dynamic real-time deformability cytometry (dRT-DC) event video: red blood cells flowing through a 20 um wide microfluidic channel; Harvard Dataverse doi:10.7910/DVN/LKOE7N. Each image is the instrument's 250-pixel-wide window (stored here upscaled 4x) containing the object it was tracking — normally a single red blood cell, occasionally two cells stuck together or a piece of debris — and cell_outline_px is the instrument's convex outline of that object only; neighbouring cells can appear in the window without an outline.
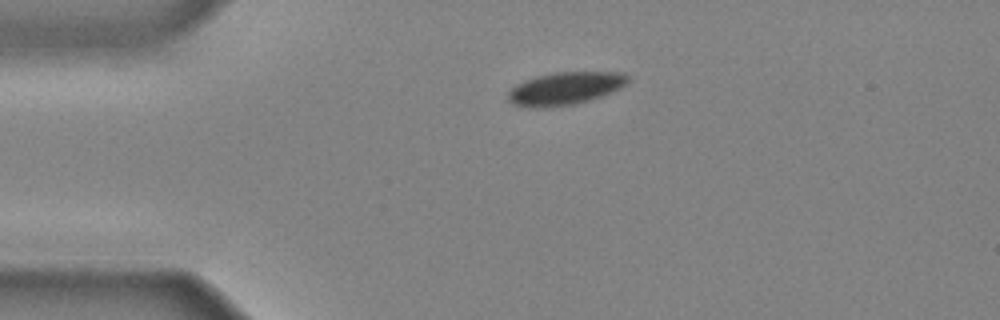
{"species": "common noctule bat (a hibernating species)", "species_latin": "Nyctalus noctula", "temperature_condition": "cold", "stored_images_in_passage": 30, "camera_frame_rate_fps": 3000, "um_per_image_px": 0.085, "animal": {"sex": "male", "body_mass_g": 20.4}, "frame": {"image": 1, "passage_image": 1, "time_ms": 0.0, "image_size_px": [1000, 320], "cell_outline_px": [[628, 84], [612, 92], [576, 104], [544, 108], [532, 108], [512, 104], [508, 100], [508, 92], [516, 84], [524, 80], [536, 76], [552, 72], [624, 72], [628, 76]], "centroid_in_image_um": [48.02, 7.52], "position_along_channel_um": 37.0, "area_um2": 23.06}}
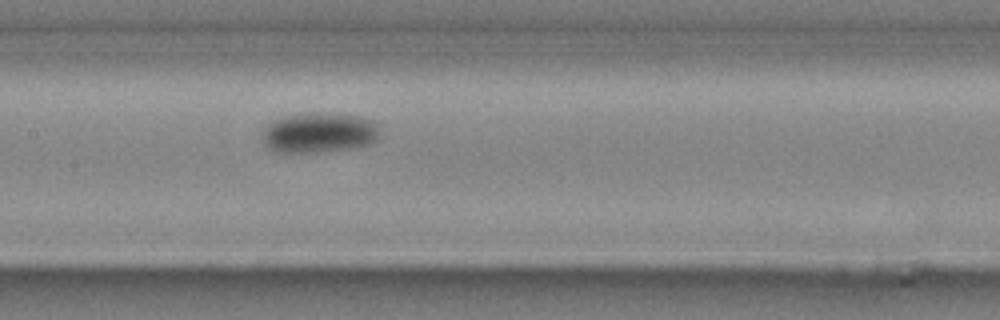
{"frame": {"image": 2, "passage_image": 13, "time_ms": 4.0, "image_size_px": [1000, 320], "cell_outline_px": [[380, 136], [376, 140], [368, 144], [356, 148], [316, 152], [276, 152], [268, 148], [264, 140], [264, 128], [272, 120], [284, 116], [304, 112], [324, 112], [360, 116], [372, 120], [376, 124]], "centroid_in_image_um": [27.13, 11.26], "position_along_channel_um": 180.3, "area_um2": 27.74}}
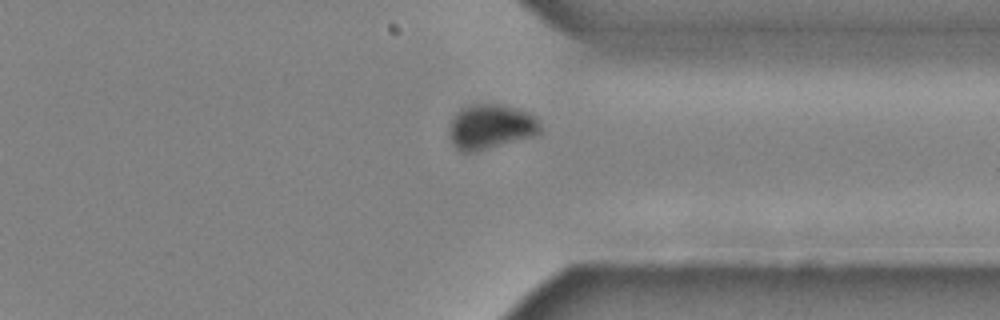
{"frame": {"image": 3, "passage_image": 26, "time_ms": 8.333, "image_size_px": [1000, 320], "cell_outline_px": [[540, 132], [536, 136], [476, 152], [460, 152], [452, 144], [448, 136], [448, 128], [456, 112], [460, 108], [468, 104], [500, 104], [516, 108], [528, 112], [536, 116], [540, 124]], "centroid_in_image_um": [41.69, 10.78], "position_along_channel_um": 369.7, "area_um2": 24.33}}